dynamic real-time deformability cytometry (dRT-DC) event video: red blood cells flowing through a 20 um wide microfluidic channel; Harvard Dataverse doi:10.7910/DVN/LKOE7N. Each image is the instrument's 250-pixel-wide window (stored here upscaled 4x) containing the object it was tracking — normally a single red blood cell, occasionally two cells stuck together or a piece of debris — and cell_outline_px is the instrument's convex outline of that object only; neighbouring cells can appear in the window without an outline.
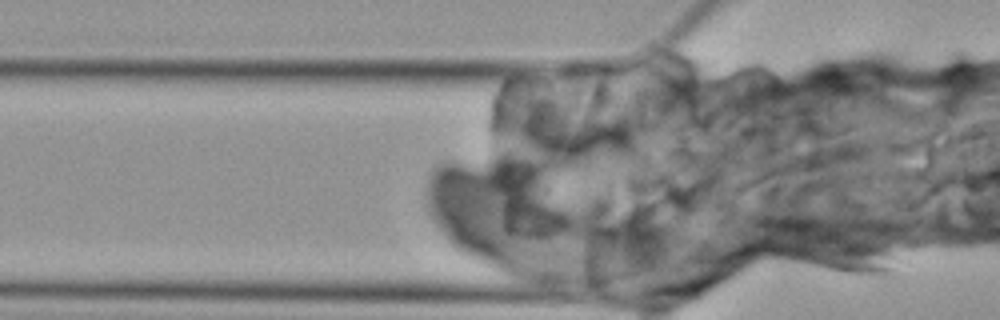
{"species": "Egyptian fruit bat (a non-hibernating species)", "species_latin": "Rousettus aegyptiacus", "temperature_condition": "cold", "stored_images_in_passage": 3, "camera_frame_rate_fps": 3000, "um_per_image_px": 0.085, "animal": {"sex": "female"}, "frame": {"image": 1, "passage_image": 3, "time_ms": 3.333, "image_size_px": [1000, 320], "cell_outline_px": [[908, 260], [900, 272], [896, 276], [860, 276], [840, 272], [824, 268], [784, 256], [748, 216], [812, 216], [892, 252]], "centroid_in_image_um": [70.39, 20.94], "position_along_channel_um": 55.4, "area_um2": 38.26}}